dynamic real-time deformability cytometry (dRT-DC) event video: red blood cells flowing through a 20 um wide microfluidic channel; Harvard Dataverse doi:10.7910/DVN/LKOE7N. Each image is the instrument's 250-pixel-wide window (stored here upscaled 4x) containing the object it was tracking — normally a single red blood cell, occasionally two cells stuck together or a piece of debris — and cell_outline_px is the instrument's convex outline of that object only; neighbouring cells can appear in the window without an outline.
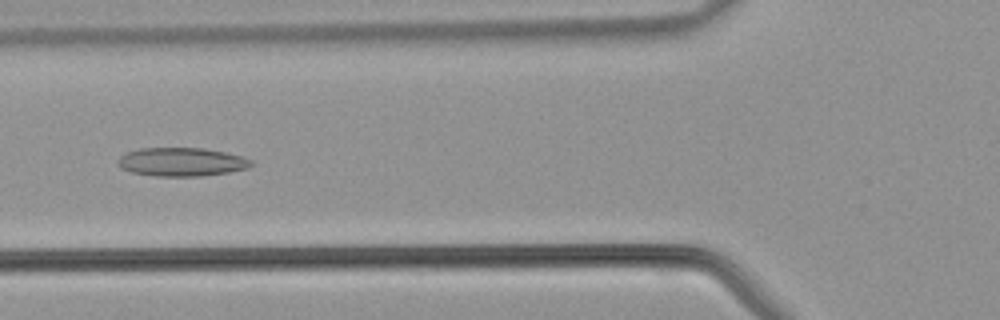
{"species": "common noctule bat (a hibernating species)", "species_latin": "Nyctalus noctula", "temperature_condition": "warm", "stored_images_in_passage": 30, "camera_frame_rate_fps": 3000, "um_per_image_px": 0.085, "animal": {"sex": "male", "body_mass_g": 21.5, "forearm_length_mm": 52.0}, "frame": {"image": 1, "passage_image": 4, "time_ms": 1.0, "image_size_px": [1000, 320], "cell_outline_px": [[252, 164], [248, 168], [228, 172], [200, 176], [156, 176], [132, 172], [120, 168], [116, 164], [116, 160], [124, 152], [140, 148], [200, 148], [224, 152], [240, 156], [252, 160]], "centroid_in_image_um": [15.36, 13.76], "position_along_channel_um": 110.4, "area_um2": 22.2}}
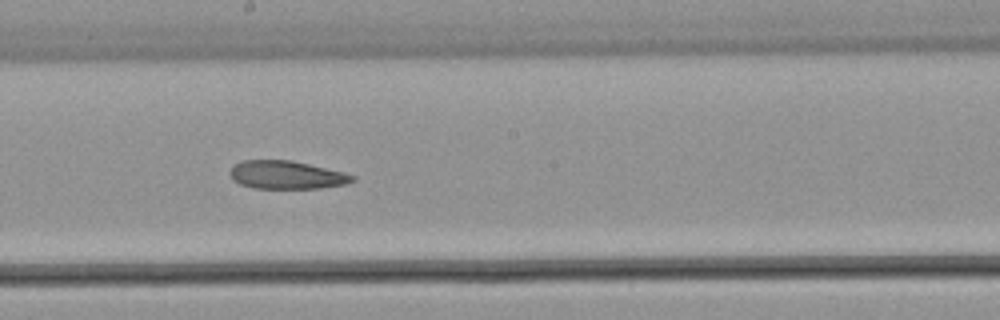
{"frame": {"image": 2, "passage_image": 11, "time_ms": 3.333, "image_size_px": [1000, 320], "cell_outline_px": [[356, 180], [344, 184], [320, 188], [252, 188], [240, 184], [232, 180], [232, 164], [240, 160], [292, 160], [344, 172], [356, 176]], "centroid_in_image_um": [24.36, 14.86], "position_along_channel_um": 223.8, "area_um2": 20.11}}
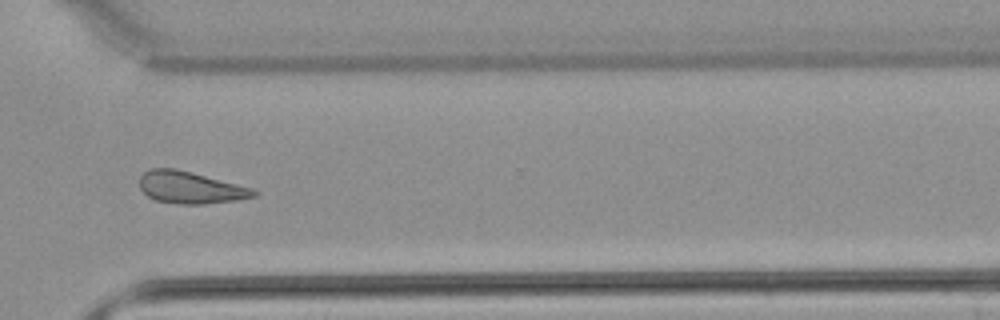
{"frame": {"image": 3, "passage_image": 19, "time_ms": 6.0, "image_size_px": [1000, 320], "cell_outline_px": [[256, 196], [236, 200], [204, 204], [180, 204], [156, 200], [148, 196], [140, 188], [140, 176], [144, 172], [152, 168], [176, 168], [252, 188], [256, 192]], "centroid_in_image_um": [16.16, 15.94], "position_along_channel_um": 354.4, "area_um2": 21.04}}